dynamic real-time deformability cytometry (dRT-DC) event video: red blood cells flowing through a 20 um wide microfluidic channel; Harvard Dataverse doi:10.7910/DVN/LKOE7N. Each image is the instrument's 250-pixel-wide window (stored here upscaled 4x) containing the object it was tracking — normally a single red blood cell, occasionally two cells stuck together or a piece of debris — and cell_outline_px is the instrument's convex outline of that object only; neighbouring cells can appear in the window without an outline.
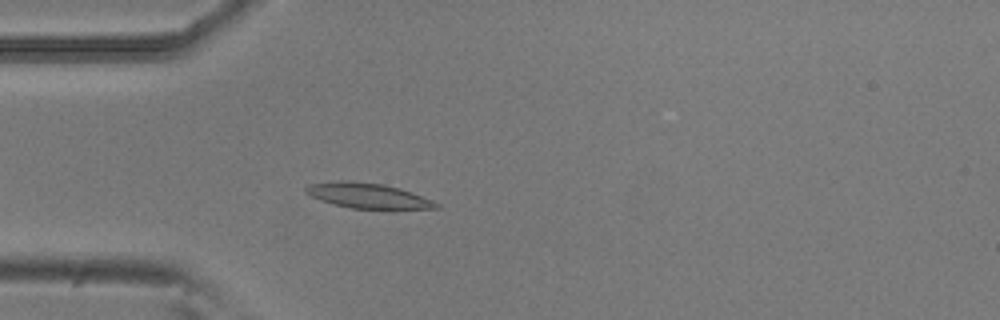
{"species": "common noctule bat (a hibernating species)", "species_latin": "Nyctalus noctula", "temperature_condition": "room temperature", "stored_images_in_passage": 53, "camera_frame_rate_fps": 3000, "um_per_image_px": 0.085, "animal": {"sex": "male", "body_mass_g": 20.5, "forearm_length_mm": 52.5}, "frame": {"image": 1, "passage_image": 15, "time_ms": 4.667, "image_size_px": [1000, 320], "cell_outline_px": [[440, 208], [392, 212], [388, 212], [352, 208], [332, 204], [320, 200], [304, 192], [304, 188], [308, 184], [340, 180], [348, 180], [384, 184], [400, 188], [412, 192], [432, 200], [440, 204]], "centroid_in_image_um": [31.37, 16.69], "position_along_channel_um": 53.6, "area_um2": 20.35}}
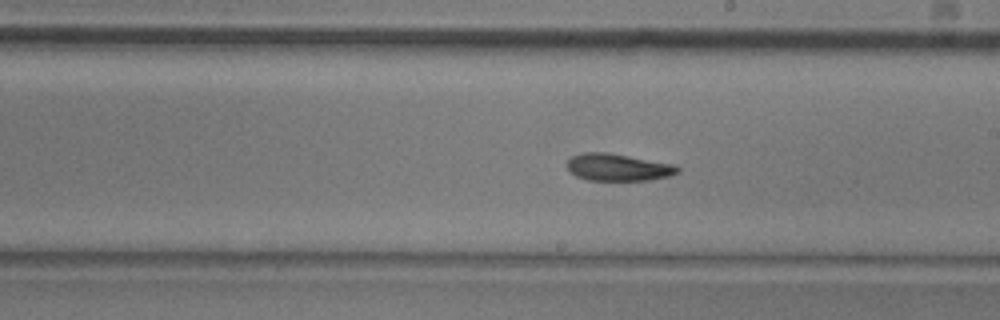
{"frame": {"image": 2, "passage_image": 30, "time_ms": 9.667, "image_size_px": [1000, 320], "cell_outline_px": [[680, 172], [668, 176], [648, 180], [588, 180], [576, 176], [568, 172], [568, 160], [572, 156], [584, 152], [608, 152], [676, 164], [680, 168]], "centroid_in_image_um": [52.55, 14.21], "position_along_channel_um": 236.5, "area_um2": 17.63}}
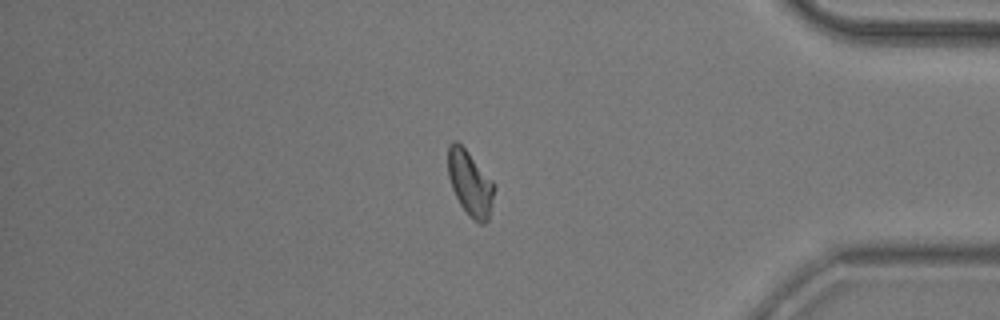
{"frame": {"image": 3, "passage_image": 45, "time_ms": 14.667, "image_size_px": [1000, 320], "cell_outline_px": [[496, 188], [488, 220], [484, 224], [480, 224], [472, 220], [468, 216], [460, 204], [452, 188], [448, 176], [448, 144], [452, 140], [456, 140], [468, 152], [496, 184]], "centroid_in_image_um": [39.97, 15.59], "position_along_channel_um": 395.2, "area_um2": 17.74}, "authors_computed_cell_mechanics": {"area_um2": 17.918, "velocity_mm_per_s": 3.7825, "shape_relaxation_time_tau1_ms": 7.7709, "shape_relaxation_time_tau2_ms": 5.7494, "deformation_change_tau1": 0.1687, "deformation_change_tau2": 0.1366}}